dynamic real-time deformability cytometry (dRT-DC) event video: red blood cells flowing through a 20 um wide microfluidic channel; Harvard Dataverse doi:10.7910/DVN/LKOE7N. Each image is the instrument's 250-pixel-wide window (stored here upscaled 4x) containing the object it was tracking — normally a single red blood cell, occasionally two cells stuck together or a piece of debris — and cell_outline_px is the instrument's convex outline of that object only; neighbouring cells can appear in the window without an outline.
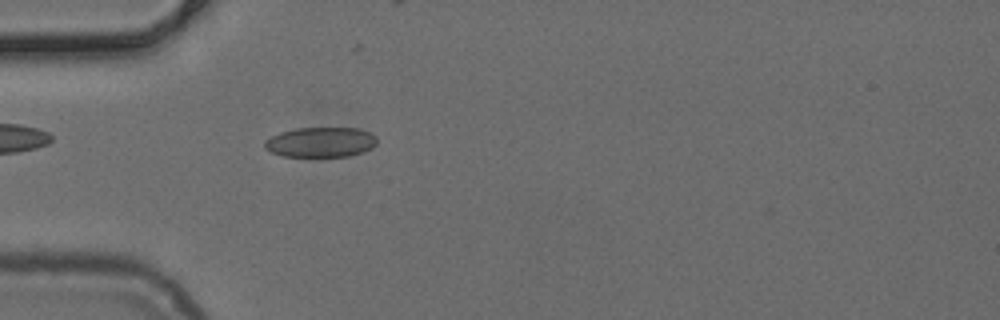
{"species": "common noctule bat (a hibernating species)", "species_latin": "Nyctalus noctula", "temperature_condition": "cold", "stored_images_in_passage": 51, "camera_frame_rate_fps": 3000, "um_per_image_px": 0.085, "animal": {"sex": "female", "body_mass_g": 24.6, "forearm_length_mm": 56.2}, "frame": {"image": 1, "passage_image": 15, "time_ms": 4.667, "image_size_px": [1000, 320], "cell_outline_px": [[376, 144], [372, 148], [348, 156], [284, 156], [272, 152], [264, 148], [264, 140], [280, 132], [296, 128], [360, 128], [376, 136]], "centroid_in_image_um": [27.24, 12.07], "position_along_channel_um": 57.8, "area_um2": 19.54}}
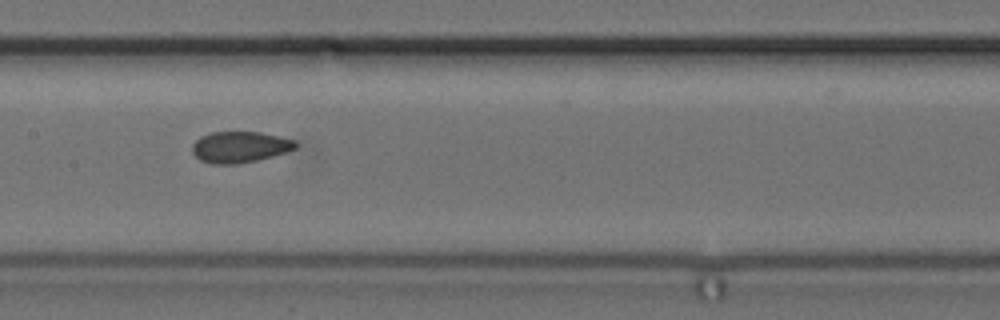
{"frame": {"image": 2, "passage_image": 25, "time_ms": 8.0, "image_size_px": [1000, 320], "cell_outline_px": [[296, 148], [272, 156], [256, 160], [236, 164], [212, 164], [200, 160], [192, 152], [192, 144], [200, 136], [212, 132], [260, 132], [296, 140]], "centroid_in_image_um": [20.35, 12.49], "position_along_channel_um": 187.0, "area_um2": 18.67}}
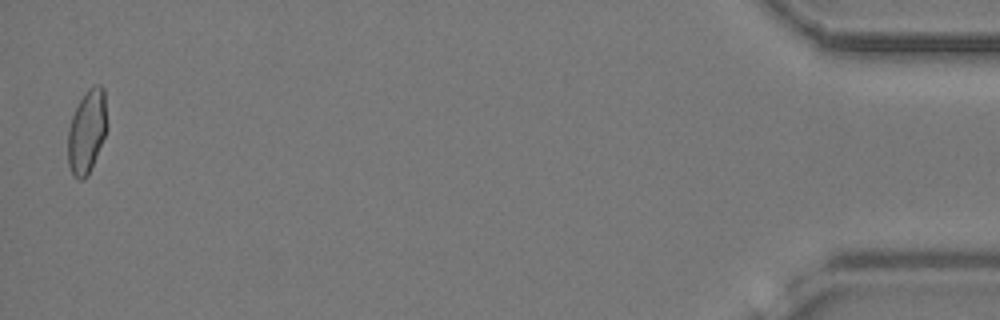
{"frame": {"image": 3, "passage_image": 50, "time_ms": 16.333, "image_size_px": [1000, 320], "cell_outline_px": [[108, 128], [96, 156], [84, 180], [80, 180], [72, 176], [68, 164], [68, 128], [72, 116], [84, 92], [92, 84], [100, 84], [104, 88], [108, 124]], "centroid_in_image_um": [7.4, 11.13], "position_along_channel_um": 427.8, "area_um2": 19.25}}